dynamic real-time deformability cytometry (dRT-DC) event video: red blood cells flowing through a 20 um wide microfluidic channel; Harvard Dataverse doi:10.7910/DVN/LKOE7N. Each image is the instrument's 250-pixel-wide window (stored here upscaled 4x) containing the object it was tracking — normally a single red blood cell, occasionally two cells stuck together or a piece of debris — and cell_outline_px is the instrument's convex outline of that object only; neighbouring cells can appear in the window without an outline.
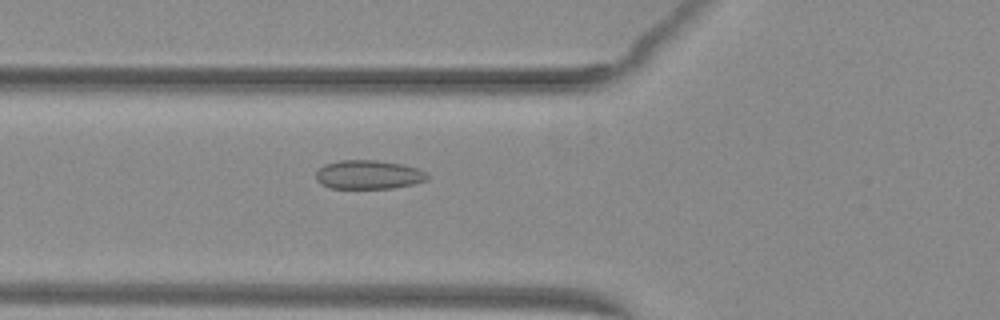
{"species": "common noctule bat (a hibernating species)", "species_latin": "Nyctalus noctula", "temperature_condition": "warm", "stored_images_in_passage": 49, "camera_frame_rate_fps": 3000, "um_per_image_px": 0.085, "animal": {"sex": "female", "body_mass_g": 29.2, "forearm_length_mm": 56.3}, "frame": {"image": 1, "passage_image": 17, "time_ms": 5.333, "image_size_px": [1000, 320], "cell_outline_px": [[428, 180], [412, 184], [392, 188], [332, 188], [320, 184], [316, 180], [316, 172], [324, 164], [340, 160], [376, 160], [400, 164], [416, 168], [424, 172], [428, 176]], "centroid_in_image_um": [31.28, 14.84], "position_along_channel_um": 94.5, "area_um2": 18.61}}
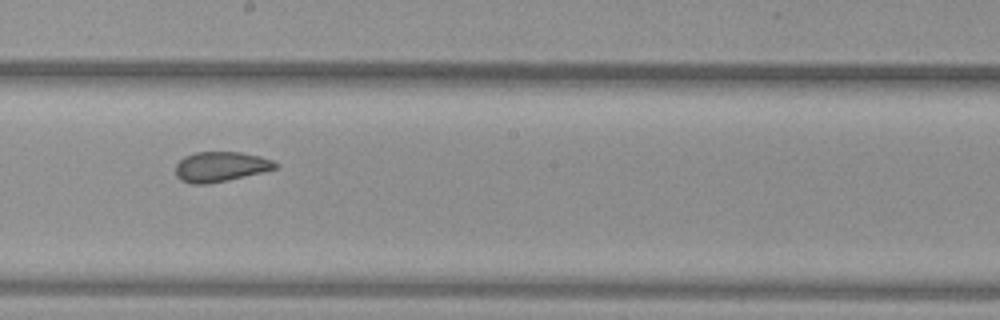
{"frame": {"image": 2, "passage_image": 27, "time_ms": 8.667, "image_size_px": [1000, 320], "cell_outline_px": [[280, 164], [276, 168], [264, 172], [228, 180], [208, 184], [192, 184], [180, 180], [176, 176], [176, 164], [184, 156], [196, 152], [240, 152], [260, 156], [272, 160]], "centroid_in_image_um": [18.76, 14.17], "position_along_channel_um": 229.4, "area_um2": 17.57}}
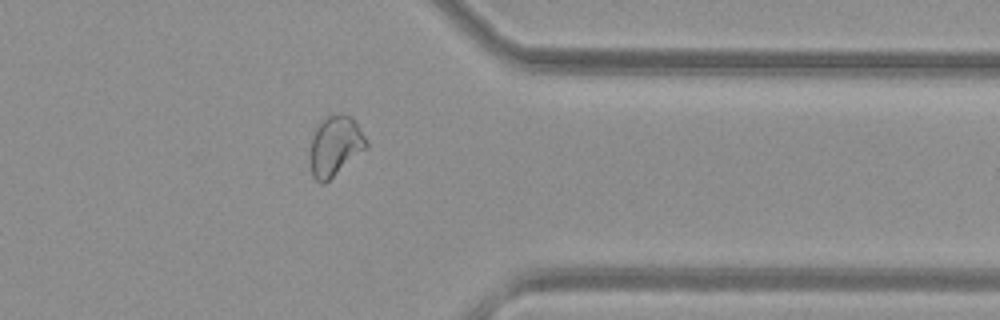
{"frame": {"image": 3, "passage_image": 39, "time_ms": 12.667, "image_size_px": [1000, 320], "cell_outline_px": [[368, 148], [324, 184], [320, 184], [312, 176], [312, 136], [320, 120], [328, 116], [340, 112], [352, 116], [356, 120], [368, 140]], "centroid_in_image_um": [28.56, 12.37], "position_along_channel_um": 382.8, "area_um2": 19.83}, "authors_computed_cell_mechanics": {"area_um2": 19.8254, "velocity_mm_per_s": 4.0422, "shape_relaxation_time_tau1_ms": null, "shape_relaxation_time_tau2_ms": 0.9997, "deformation_change_tau1": null, "deformation_change_tau2": 0.0625}}